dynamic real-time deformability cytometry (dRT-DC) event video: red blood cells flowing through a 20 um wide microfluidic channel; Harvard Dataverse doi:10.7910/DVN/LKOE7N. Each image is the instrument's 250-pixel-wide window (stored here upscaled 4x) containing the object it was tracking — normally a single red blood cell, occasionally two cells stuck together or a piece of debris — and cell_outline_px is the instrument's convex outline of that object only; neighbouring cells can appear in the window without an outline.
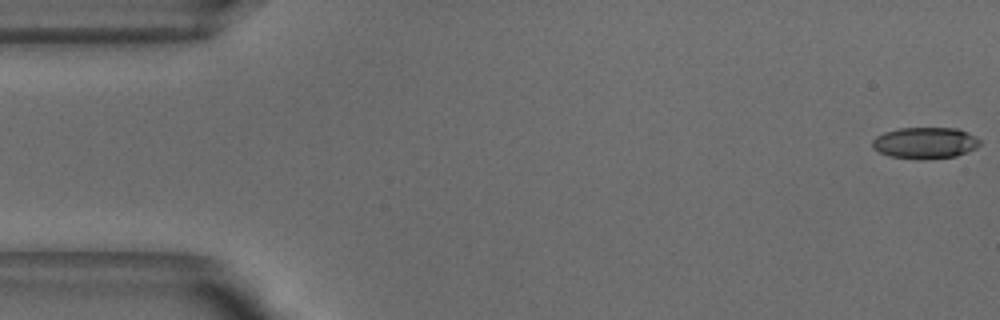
{"species": "common noctule bat (a hibernating species)", "species_latin": "Nyctalus noctula", "temperature_condition": "warm", "stored_images_in_passage": 15, "camera_frame_rate_fps": 3000, "um_per_image_px": 0.085, "animal": {"sex": "male", "body_mass_g": 18.8}, "frame": {"image": 1, "passage_image": 1, "time_ms": 0.0, "image_size_px": [1000, 320], "cell_outline_px": [[980, 144], [976, 148], [968, 152], [956, 156], [924, 160], [920, 160], [888, 156], [880, 152], [872, 144], [872, 140], [876, 136], [884, 132], [900, 128], [956, 128], [980, 140]], "centroid_in_image_um": [78.62, 12.16], "position_along_channel_um": 6.4, "area_um2": 19.59}}
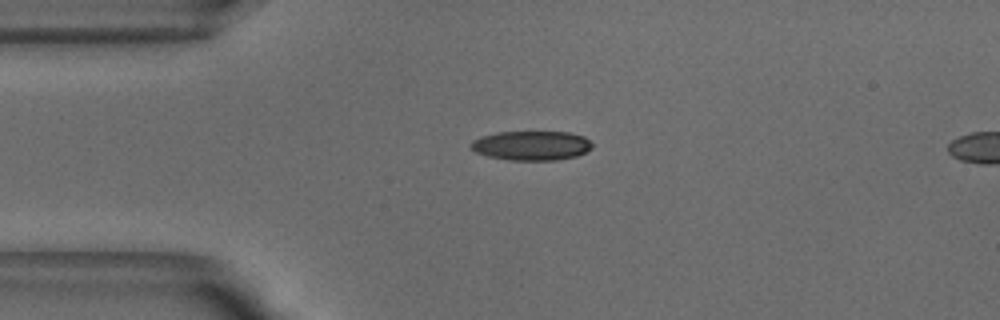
{"frame": {"image": 2, "passage_image": 12, "time_ms": 3.667, "image_size_px": [1000, 320], "cell_outline_px": [[592, 148], [576, 156], [556, 160], [508, 160], [488, 156], [476, 152], [468, 144], [472, 140], [480, 136], [496, 132], [568, 132], [584, 136], [592, 144]], "centroid_in_image_um": [45.14, 12.37], "position_along_channel_um": 39.9, "area_um2": 20.81}}